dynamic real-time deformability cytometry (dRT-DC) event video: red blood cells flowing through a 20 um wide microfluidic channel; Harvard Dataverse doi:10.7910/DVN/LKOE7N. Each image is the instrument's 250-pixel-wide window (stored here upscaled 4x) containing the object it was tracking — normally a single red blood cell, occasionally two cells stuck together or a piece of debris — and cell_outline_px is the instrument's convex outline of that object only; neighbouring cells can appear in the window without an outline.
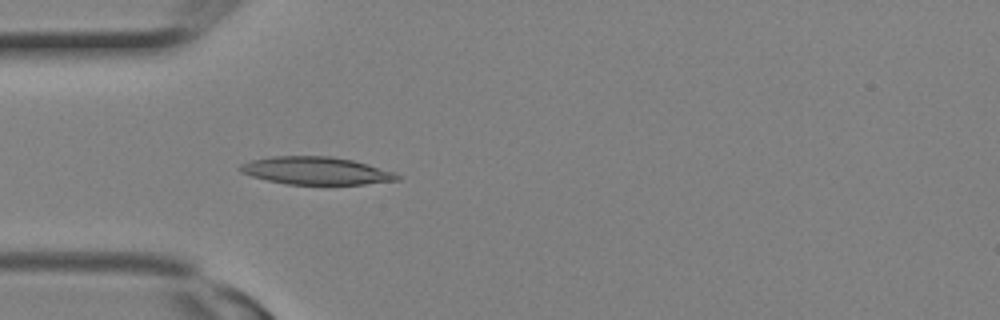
{"species": "Egyptian fruit bat (a non-hibernating species)", "species_latin": "Rousettus aegyptiacus", "temperature_condition": "room temperature", "stored_images_in_passage": 4, "camera_frame_rate_fps": 3000, "um_per_image_px": 0.085, "animal": {"sex": "female"}, "frame": {"image": 1, "passage_image": 4, "time_ms": 1.0, "image_size_px": [1000, 320], "cell_outline_px": [[404, 176], [400, 180], [364, 184], [284, 184], [252, 176], [240, 172], [236, 168], [240, 164], [252, 160], [272, 156], [332, 156], [352, 160], [368, 164], [396, 172]], "centroid_in_image_um": [26.89, 14.51], "position_along_channel_um": 58.1, "area_um2": 25.55}}